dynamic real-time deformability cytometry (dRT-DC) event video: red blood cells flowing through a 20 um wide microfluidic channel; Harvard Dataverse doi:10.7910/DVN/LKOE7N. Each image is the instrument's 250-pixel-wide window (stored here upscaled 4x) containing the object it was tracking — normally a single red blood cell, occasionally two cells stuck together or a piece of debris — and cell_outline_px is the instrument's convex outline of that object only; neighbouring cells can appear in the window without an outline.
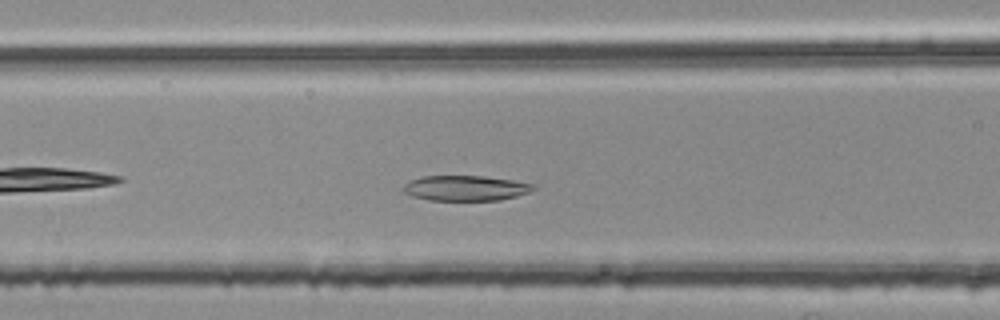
{"species": "common noctule bat (a hibernating species)", "species_latin": "Nyctalus noctula", "temperature_condition": "room temperature", "stored_images_in_passage": 35, "camera_frame_rate_fps": 3000, "um_per_image_px": 0.085, "animal": {"sex": "female", "body_mass_g": 25.1}, "frame": {"image": 1, "passage_image": 9, "time_ms": 2.667, "image_size_px": [1000, 320], "cell_outline_px": [[536, 188], [528, 192], [516, 196], [500, 200], [428, 200], [412, 196], [404, 192], [400, 188], [404, 184], [420, 176], [484, 176], [512, 180], [532, 184]], "centroid_in_image_um": [39.52, 15.99], "position_along_channel_um": 127.1, "area_um2": 19.07}}
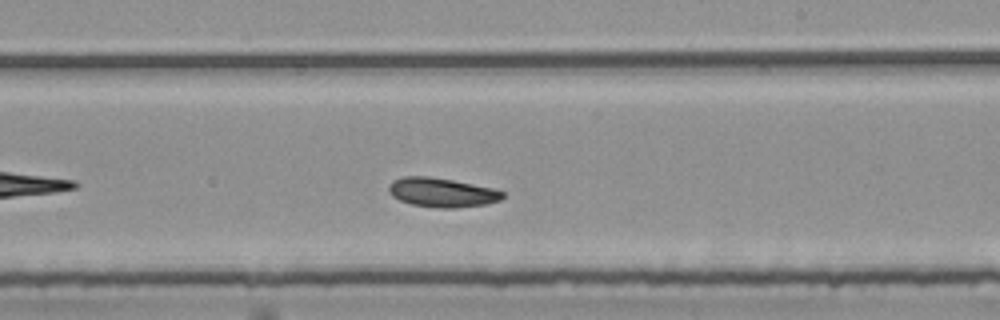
{"frame": {"image": 2, "passage_image": 19, "time_ms": 6.0, "image_size_px": [1000, 320], "cell_outline_px": [[504, 196], [500, 200], [484, 204], [456, 208], [436, 208], [412, 204], [400, 200], [392, 196], [388, 192], [388, 184], [392, 180], [404, 176], [428, 176], [452, 180], [492, 188], [504, 192]], "centroid_in_image_um": [37.51, 16.35], "position_along_channel_um": 251.5, "area_um2": 19.36}}
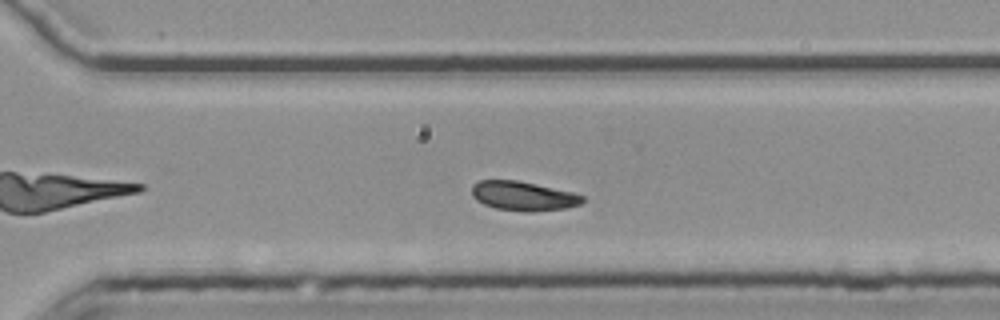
{"frame": {"image": 3, "passage_image": 25, "time_ms": 8.0, "image_size_px": [1000, 320], "cell_outline_px": [[584, 200], [580, 204], [564, 208], [532, 212], [524, 212], [496, 208], [484, 204], [476, 200], [472, 196], [472, 184], [480, 180], [516, 180], [572, 192], [584, 196]], "centroid_in_image_um": [44.45, 16.66], "position_along_channel_um": 326.2, "area_um2": 18.79}, "authors_computed_cell_mechanics": {"area_um2": 19.4208, "velocity_mm_per_s": 3.7423, "shape_relaxation_time_tau1_ms": 5.4646, "shape_relaxation_time_tau2_ms": 3.6847, "deformation_change_tau1": 0.0905, "deformation_change_tau2": 0.0723}}